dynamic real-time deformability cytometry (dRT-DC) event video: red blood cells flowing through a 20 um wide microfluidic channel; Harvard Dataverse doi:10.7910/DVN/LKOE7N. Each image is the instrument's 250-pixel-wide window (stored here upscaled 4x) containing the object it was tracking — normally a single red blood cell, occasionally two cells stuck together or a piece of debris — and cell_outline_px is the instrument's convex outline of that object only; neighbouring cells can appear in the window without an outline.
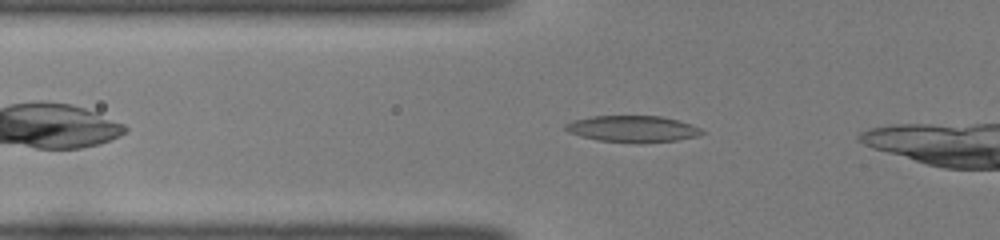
{"species": "common noctule bat (a hibernating species)", "species_latin": "Nyctalus noctula", "temperature_condition": "room temperature", "stored_images_in_passage": 37, "camera_frame_rate_fps": 3000, "um_per_image_px": 0.085, "animal": {"sex": "female", "body_mass_g": 22.0, "forearm_length_mm": 56.7}, "frame": {"image": 1, "passage_image": 10, "time_ms": 3.0, "image_size_px": [1000, 240], "cell_outline_px": [[704, 132], [696, 136], [676, 140], [600, 140], [580, 136], [568, 132], [564, 128], [564, 124], [572, 120], [592, 116], [660, 116], [676, 120], [700, 128]], "centroid_in_image_um": [53.68, 10.9], "position_along_channel_um": 72.1, "area_um2": 19.88}}
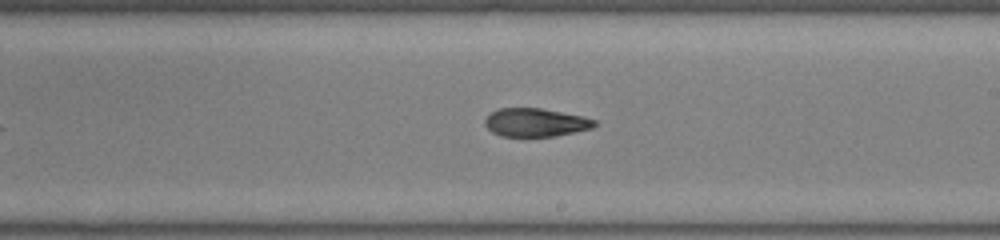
{"frame": {"image": 2, "passage_image": 23, "time_ms": 7.333, "image_size_px": [1000, 240], "cell_outline_px": [[596, 124], [592, 128], [552, 136], [500, 136], [492, 132], [484, 124], [484, 120], [492, 112], [500, 108], [540, 108], [584, 116], [596, 120]], "centroid_in_image_um": [45.51, 10.4], "position_along_channel_um": 243.5, "area_um2": 17.92}}
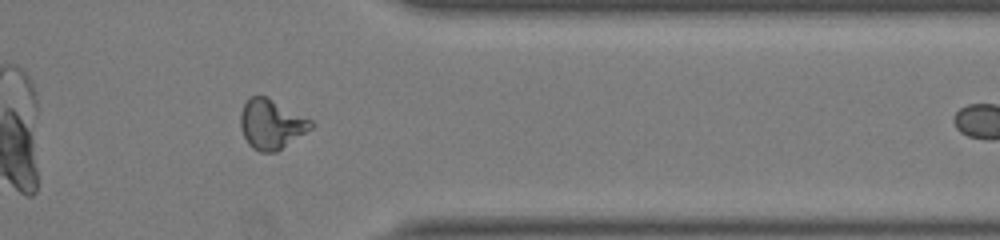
{"frame": {"image": 3, "passage_image": 34, "time_ms": 11.0, "image_size_px": [1000, 240], "cell_outline_px": [[316, 124], [312, 128], [276, 152], [260, 152], [252, 148], [248, 144], [240, 128], [240, 116], [244, 104], [252, 96], [264, 96], [312, 120]], "centroid_in_image_um": [23.05, 10.58], "position_along_channel_um": 388.3, "area_um2": 20.11}}